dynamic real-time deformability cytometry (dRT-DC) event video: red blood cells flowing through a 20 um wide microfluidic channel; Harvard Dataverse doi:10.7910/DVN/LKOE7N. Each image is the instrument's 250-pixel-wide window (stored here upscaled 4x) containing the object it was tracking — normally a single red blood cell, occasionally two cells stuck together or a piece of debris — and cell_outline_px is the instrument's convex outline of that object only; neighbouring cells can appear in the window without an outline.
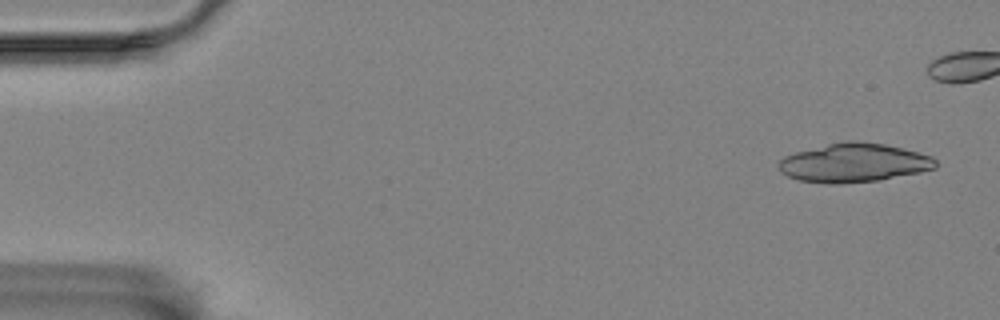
{"species": "Egyptian fruit bat (a non-hibernating species)", "species_latin": "Rousettus aegyptiacus", "temperature_condition": "room temperature", "stored_images_in_passage": 15, "camera_frame_rate_fps": 3000, "um_per_image_px": 0.085, "animal": {"sex": "female"}, "frame": {"image": 1, "passage_image": 3, "time_ms": 0.667, "image_size_px": [1000, 320], "cell_outline_px": [[936, 168], [920, 172], [880, 180], [840, 184], [828, 184], [800, 180], [788, 176], [780, 172], [776, 164], [784, 156], [796, 152], [844, 140], [856, 140], [884, 144], [932, 156], [936, 160]], "centroid_in_image_um": [72.55, 13.84], "position_along_channel_um": 12.5, "area_um2": 35.55}}